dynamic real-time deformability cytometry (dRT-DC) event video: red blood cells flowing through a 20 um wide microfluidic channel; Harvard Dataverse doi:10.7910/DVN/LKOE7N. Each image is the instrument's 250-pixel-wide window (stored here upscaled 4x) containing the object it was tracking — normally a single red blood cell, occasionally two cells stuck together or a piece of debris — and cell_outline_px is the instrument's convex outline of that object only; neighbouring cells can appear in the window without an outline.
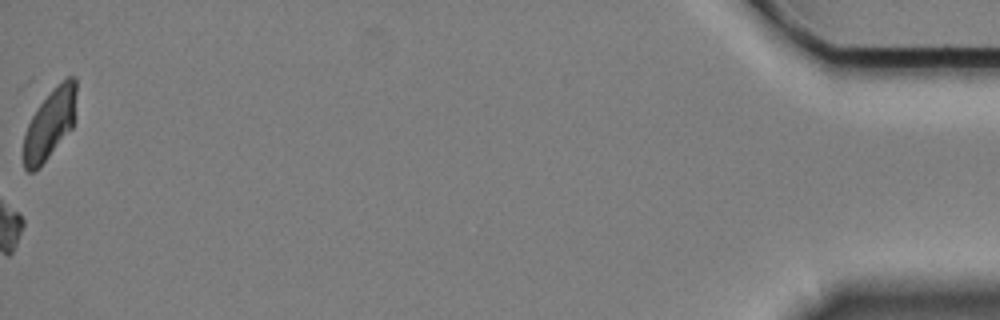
{"species": "Egyptian fruit bat (a non-hibernating species)", "species_latin": "Rousettus aegyptiacus", "temperature_condition": "cold", "stored_images_in_passage": 42, "camera_frame_rate_fps": 3000, "um_per_image_px": 0.085, "animal": {"sex": "female"}, "frame": {"image": 1, "passage_image": 42, "time_ms": 13.667, "image_size_px": [1000, 320], "cell_outline_px": [[76, 92], [72, 128], [48, 156], [32, 172], [28, 172], [24, 168], [24, 136], [28, 124], [32, 116], [40, 104], [68, 76], [76, 76]], "centroid_in_image_um": [4.23, 10.53], "position_along_channel_um": 431.0, "area_um2": 20.46}}